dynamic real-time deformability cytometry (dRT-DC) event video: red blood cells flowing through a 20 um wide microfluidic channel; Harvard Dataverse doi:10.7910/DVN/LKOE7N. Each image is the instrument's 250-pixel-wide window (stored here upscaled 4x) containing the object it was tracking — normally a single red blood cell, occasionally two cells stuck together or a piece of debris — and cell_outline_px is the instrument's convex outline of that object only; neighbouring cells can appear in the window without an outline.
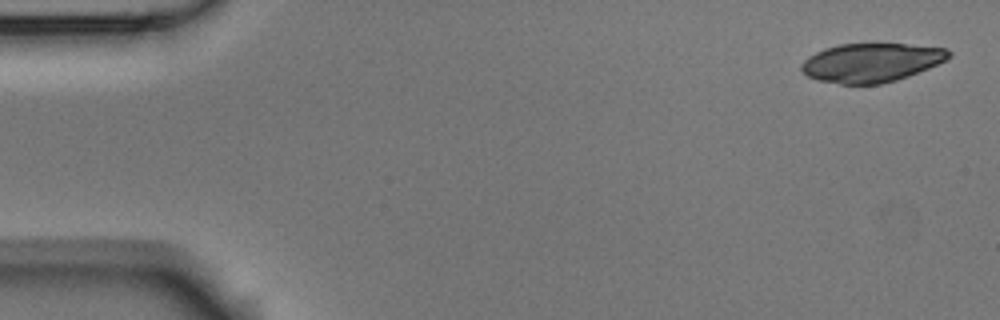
{"species": "Egyptian fruit bat (a non-hibernating species)", "species_latin": "Rousettus aegyptiacus", "temperature_condition": "room temperature", "stored_images_in_passage": 6, "camera_frame_rate_fps": 3000, "um_per_image_px": 0.085, "animal": {"sex": "male"}, "frame": {"image": 1, "passage_image": 1, "time_ms": 0.0, "image_size_px": [1000, 320], "cell_outline_px": [[952, 56], [928, 68], [908, 76], [896, 80], [880, 84], [840, 84], [816, 80], [808, 76], [800, 68], [800, 64], [808, 56], [824, 48], [840, 44], [904, 44], [948, 48], [952, 52]], "centroid_in_image_um": [74.04, 5.32], "position_along_channel_um": 11.0, "area_um2": 33.35}}